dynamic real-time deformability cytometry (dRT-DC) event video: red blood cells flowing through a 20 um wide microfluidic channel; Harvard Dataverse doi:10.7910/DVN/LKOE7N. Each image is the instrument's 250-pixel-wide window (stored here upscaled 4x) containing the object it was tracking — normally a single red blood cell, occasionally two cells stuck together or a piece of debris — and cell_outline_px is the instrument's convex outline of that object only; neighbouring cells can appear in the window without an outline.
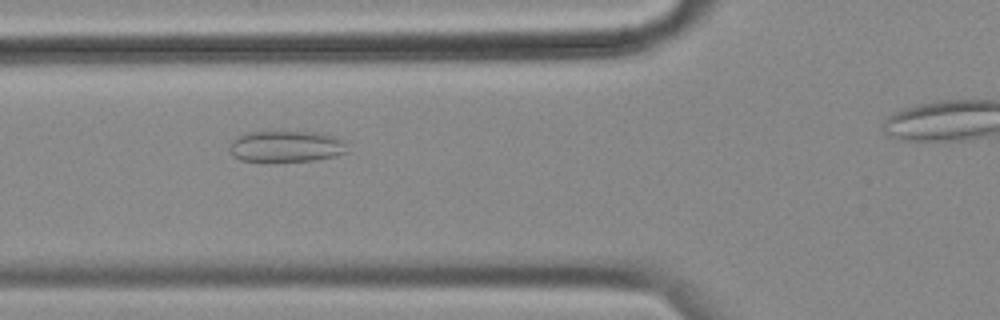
{"species": "common noctule bat (a hibernating species)", "species_latin": "Nyctalus noctula", "temperature_condition": "cold", "stored_images_in_passage": 42, "camera_frame_rate_fps": 3000, "um_per_image_px": 0.085, "animal": {"sex": "female", "body_mass_g": 18.4}, "frame": {"image": 1, "passage_image": 13, "time_ms": 4.0, "image_size_px": [1000, 320], "cell_outline_px": [[348, 152], [336, 156], [316, 160], [240, 160], [232, 156], [228, 148], [228, 144], [236, 136], [244, 132], [320, 132], [336, 136], [344, 144]], "centroid_in_image_um": [24.28, 12.42], "position_along_channel_um": 101.5, "area_um2": 21.39}}
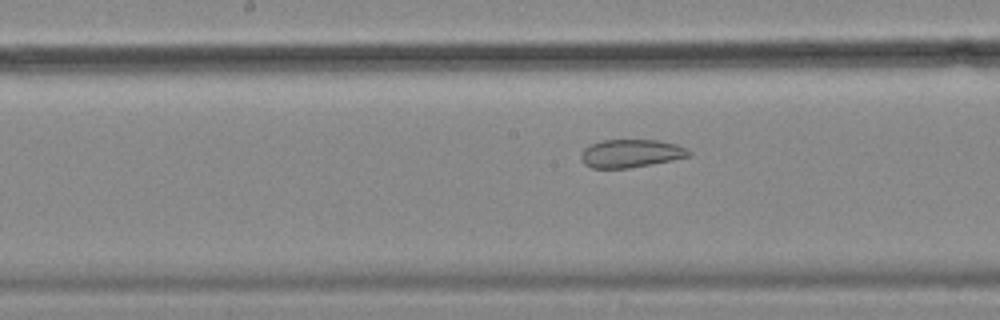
{"frame": {"image": 2, "passage_image": 21, "time_ms": 6.667, "image_size_px": [1000, 320], "cell_outline_px": [[692, 156], [672, 160], [628, 168], [592, 168], [584, 164], [580, 156], [584, 148], [600, 140], [656, 140], [676, 144], [688, 148], [692, 152]], "centroid_in_image_um": [53.65, 13.04], "position_along_channel_um": 194.6, "area_um2": 17.69}}
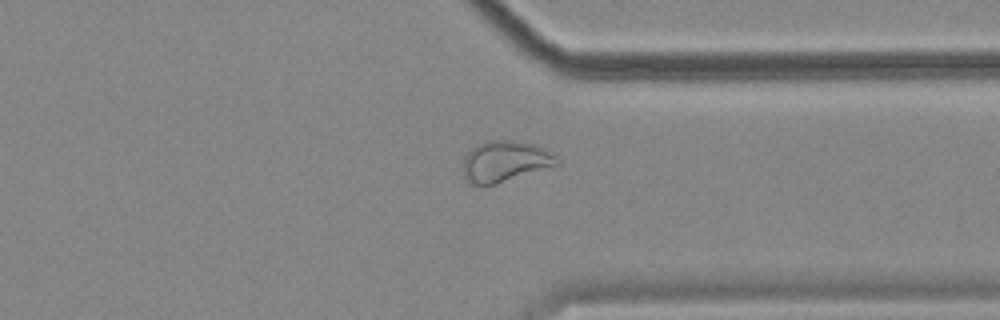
{"frame": {"image": 3, "passage_image": 36, "time_ms": 11.667, "image_size_px": [1000, 320], "cell_outline_px": [[560, 164], [496, 184], [472, 184], [464, 180], [464, 156], [476, 144], [488, 140], [516, 140], [536, 144], [552, 152], [560, 160]], "centroid_in_image_um": [42.95, 13.69], "position_along_channel_um": 368.5, "area_um2": 22.6}, "authors_computed_cell_mechanics": {"area_um2": 21.4438, "velocity_mm_per_s": 3.486, "shape_relaxation_time_tau1_ms": null, "shape_relaxation_time_tau2_ms": 1.3237, "deformation_change_tau1": null, "deformation_change_tau2": 0.0765}}